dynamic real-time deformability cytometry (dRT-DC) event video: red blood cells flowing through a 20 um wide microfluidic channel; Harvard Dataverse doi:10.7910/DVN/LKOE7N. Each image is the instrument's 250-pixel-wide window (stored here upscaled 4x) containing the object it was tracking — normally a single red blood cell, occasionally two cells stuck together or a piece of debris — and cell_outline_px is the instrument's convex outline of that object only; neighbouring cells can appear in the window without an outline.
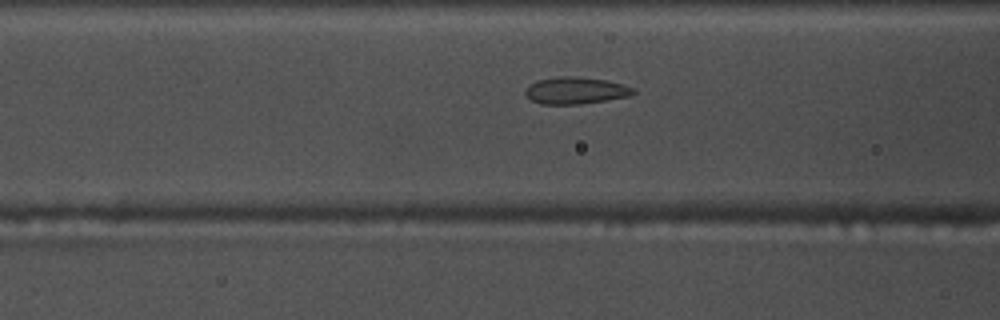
{"species": "common noctule bat (a hibernating species)", "species_latin": "Nyctalus noctula", "temperature_condition": "warm", "stored_images_in_passage": 15, "camera_frame_rate_fps": 3000, "um_per_image_px": 0.085, "animal": {"sex": "male", "body_mass_g": 17.5, "forearm_length_mm": 52.3}, "frame": {"image": 1, "passage_image": 13, "time_ms": 4.0, "image_size_px": [1000, 320], "cell_outline_px": [[636, 92], [628, 96], [580, 104], [540, 104], [532, 100], [524, 92], [532, 84], [540, 80], [560, 76], [576, 76], [604, 80], [636, 88]], "centroid_in_image_um": [48.95, 7.7], "position_along_channel_um": 117.7, "area_um2": 16.53}}